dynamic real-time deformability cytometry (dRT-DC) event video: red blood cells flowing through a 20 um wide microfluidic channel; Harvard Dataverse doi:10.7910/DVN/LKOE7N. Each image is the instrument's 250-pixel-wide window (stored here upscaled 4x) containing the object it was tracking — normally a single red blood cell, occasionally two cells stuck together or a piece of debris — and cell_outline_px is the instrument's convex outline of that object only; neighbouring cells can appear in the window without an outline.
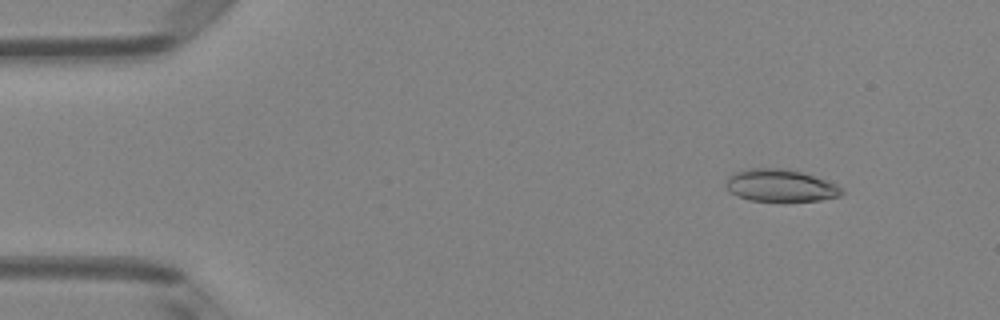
{"species": "Egyptian fruit bat (a non-hibernating species)", "species_latin": "Rousettus aegyptiacus", "temperature_condition": "room temperature", "stored_images_in_passage": 46, "camera_frame_rate_fps": 3000, "um_per_image_px": 0.085, "animal": {"sex": "female"}, "frame": {"image": 1, "passage_image": 1, "time_ms": 0.0, "image_size_px": [1000, 320], "cell_outline_px": [[844, 192], [840, 196], [820, 200], [748, 200], [736, 196], [724, 184], [728, 176], [744, 168], [780, 168], [800, 172], [828, 180], [836, 184]], "centroid_in_image_um": [66.31, 15.75], "position_along_channel_um": 18.7, "area_um2": 21.56}}
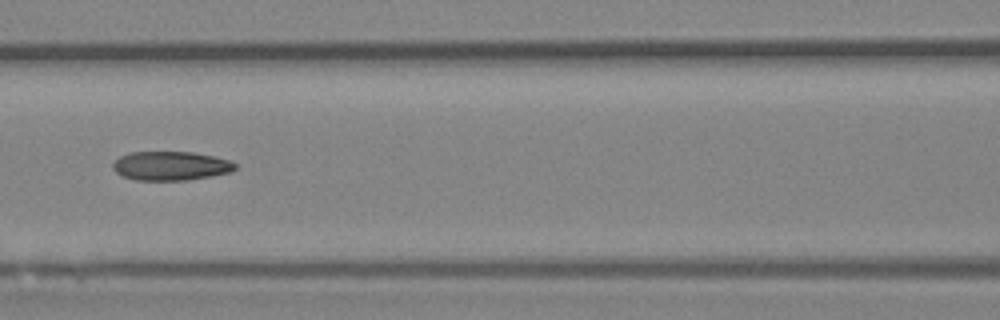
{"frame": {"image": 2, "passage_image": 18, "time_ms": 5.667, "image_size_px": [1000, 320], "cell_outline_px": [[236, 168], [232, 172], [212, 176], [188, 180], [136, 180], [124, 176], [116, 172], [112, 168], [112, 164], [120, 156], [128, 152], [192, 152], [232, 160], [236, 164]], "centroid_in_image_um": [14.54, 14.1], "position_along_channel_um": 152.1, "area_um2": 20.75}}
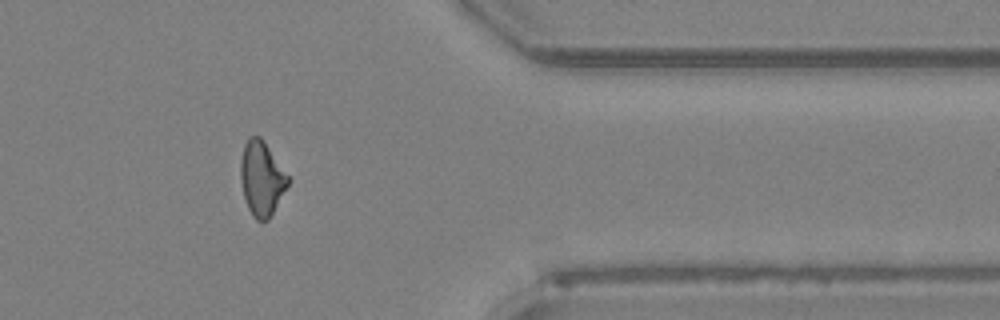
{"frame": {"image": 3, "passage_image": 37, "time_ms": 12.0, "image_size_px": [1000, 320], "cell_outline_px": [[288, 184], [268, 220], [256, 220], [252, 216], [248, 208], [244, 196], [240, 180], [240, 160], [244, 144], [248, 136], [260, 136], [264, 140], [288, 176]], "centroid_in_image_um": [22.2, 15.14], "position_along_channel_um": 389.2, "area_um2": 20.35}, "authors_computed_cell_mechanics": {"area_um2": 20.7213, "velocity_mm_per_s": 4.011, "shape_relaxation_time_tau1_ms": null, "shape_relaxation_time_tau2_ms": 2.2807, "deformation_change_tau1": null, "deformation_change_tau2": 0.0896}}